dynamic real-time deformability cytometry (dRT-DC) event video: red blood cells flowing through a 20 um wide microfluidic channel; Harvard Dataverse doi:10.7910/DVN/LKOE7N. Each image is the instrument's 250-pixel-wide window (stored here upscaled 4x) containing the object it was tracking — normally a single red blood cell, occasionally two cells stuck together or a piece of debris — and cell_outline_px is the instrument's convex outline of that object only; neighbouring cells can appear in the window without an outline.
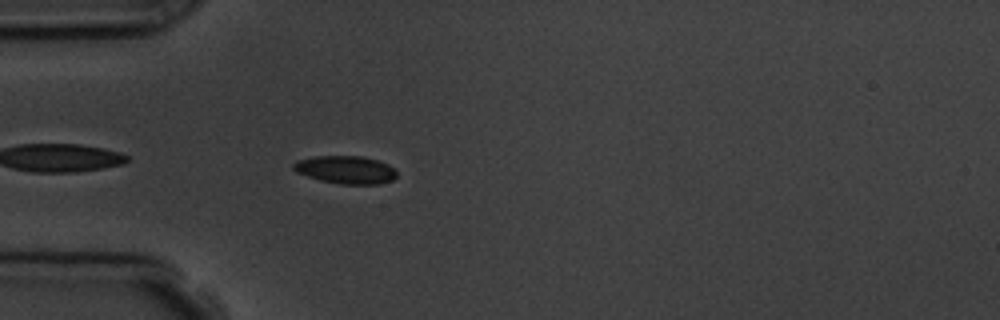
{"species": "common noctule bat (a hibernating species)", "species_latin": "Nyctalus noctula", "temperature_condition": "room temperature", "stored_images_in_passage": 4, "camera_frame_rate_fps": 3000, "um_per_image_px": 0.085, "animal": {"sex": "male", "body_mass_g": 19.5, "forearm_length_mm": 54.6}, "frame": {"image": 1, "passage_image": 4, "time_ms": 4.0, "image_size_px": [1000, 320], "cell_outline_px": [[396, 176], [392, 180], [380, 184], [340, 184], [320, 180], [296, 172], [292, 168], [292, 164], [296, 160], [312, 156], [364, 156], [388, 164], [396, 168]], "centroid_in_image_um": [29.38, 14.42], "position_along_channel_um": 55.6, "area_um2": 16.94}}